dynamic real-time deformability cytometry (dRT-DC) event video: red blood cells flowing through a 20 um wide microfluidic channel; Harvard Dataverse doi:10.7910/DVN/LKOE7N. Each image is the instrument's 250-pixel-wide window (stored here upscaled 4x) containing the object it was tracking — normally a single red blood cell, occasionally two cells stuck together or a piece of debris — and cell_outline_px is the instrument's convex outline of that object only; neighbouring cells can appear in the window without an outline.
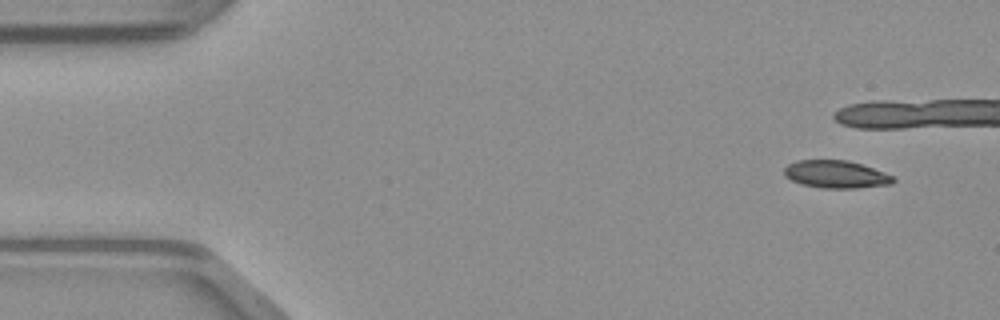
{"species": "common noctule bat (a hibernating species)", "species_latin": "Nyctalus noctula", "temperature_condition": "warm", "stored_images_in_passage": 35, "camera_frame_rate_fps": 3000, "um_per_image_px": 0.085, "animal": {"sex": "male", "body_mass_g": 23.1, "forearm_length_mm": 52.7}, "frame": {"image": 1, "passage_image": 1, "time_ms": 0.0, "image_size_px": [1000, 320], "cell_outline_px": [[896, 180], [892, 184], [856, 188], [820, 188], [800, 184], [784, 176], [784, 168], [788, 164], [796, 160], [848, 160], [896, 176]], "centroid_in_image_um": [71.06, 14.82], "position_along_channel_um": 13.9, "area_um2": 17.69}}